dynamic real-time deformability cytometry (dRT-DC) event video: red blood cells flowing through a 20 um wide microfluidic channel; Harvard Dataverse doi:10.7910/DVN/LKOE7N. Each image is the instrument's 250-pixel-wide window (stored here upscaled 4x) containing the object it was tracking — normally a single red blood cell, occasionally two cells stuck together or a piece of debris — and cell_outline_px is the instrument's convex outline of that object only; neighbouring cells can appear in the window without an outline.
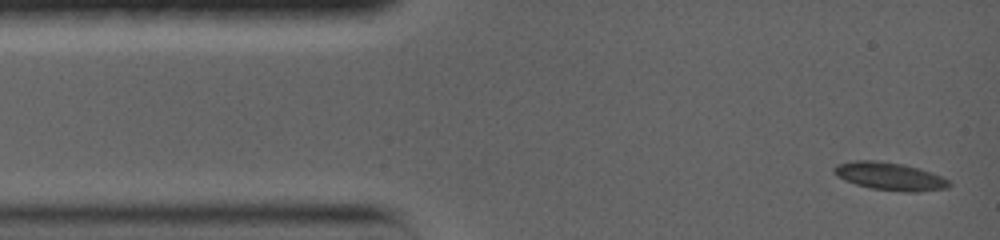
{"species": "common noctule bat (a hibernating species)", "species_latin": "Nyctalus noctula", "temperature_condition": "warm", "stored_images_in_passage": 20, "camera_frame_rate_fps": 5000, "um_per_image_px": 0.085, "animal": {"sex": "female", "body_mass_g": 19.0, "forearm_length_mm": 56.7}, "frame": {"image": 1, "passage_image": 1, "time_ms": 0.0, "image_size_px": [1000, 240], "cell_outline_px": [[952, 184], [948, 188], [916, 192], [904, 192], [872, 188], [856, 184], [844, 180], [836, 176], [832, 172], [832, 168], [836, 164], [856, 160], [876, 160], [904, 164], [920, 168], [932, 172], [948, 180]], "centroid_in_image_um": [75.61, 14.98], "position_along_channel_um": 9.4, "area_um2": 18.84}}
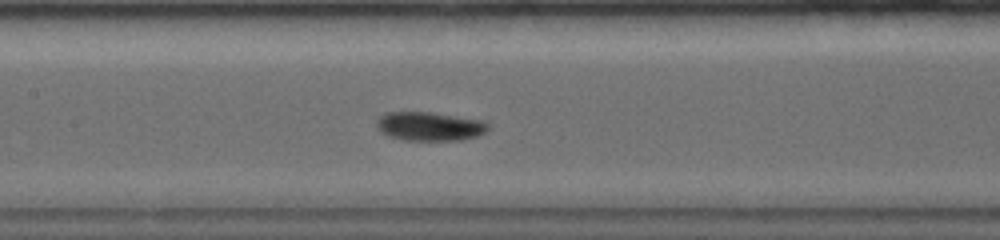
{"frame": {"image": 2, "passage_image": 11, "time_ms": 6.2, "image_size_px": [1000, 240], "cell_outline_px": [[488, 128], [484, 132], [476, 136], [460, 140], [400, 140], [388, 136], [380, 132], [376, 124], [376, 120], [380, 116], [388, 112], [432, 112], [484, 120], [488, 124]], "centroid_in_image_um": [36.49, 10.73], "position_along_channel_um": 170.9, "area_um2": 18.84}}
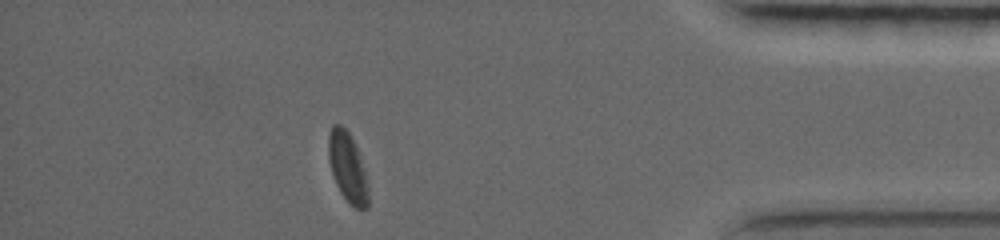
{"frame": {"image": 3, "passage_image": 20, "time_ms": 13.6, "image_size_px": [1000, 240], "cell_outline_px": [[368, 208], [356, 208], [348, 204], [340, 192], [336, 184], [328, 160], [328, 136], [332, 124], [340, 124], [348, 132], [356, 148], [364, 172], [368, 188]], "centroid_in_image_um": [29.51, 14.24], "position_along_channel_um": 405.7, "area_um2": 15.9}, "authors_computed_cell_mechanics": {"area_um2": 17.7735, "velocity_mm_per_s": 3.7075, "shape_relaxation_time_tau1_ms": 3.3429, "shape_relaxation_time_tau2_ms": null, "deformation_change_tau1": 0.1114, "deformation_change_tau2": null}}